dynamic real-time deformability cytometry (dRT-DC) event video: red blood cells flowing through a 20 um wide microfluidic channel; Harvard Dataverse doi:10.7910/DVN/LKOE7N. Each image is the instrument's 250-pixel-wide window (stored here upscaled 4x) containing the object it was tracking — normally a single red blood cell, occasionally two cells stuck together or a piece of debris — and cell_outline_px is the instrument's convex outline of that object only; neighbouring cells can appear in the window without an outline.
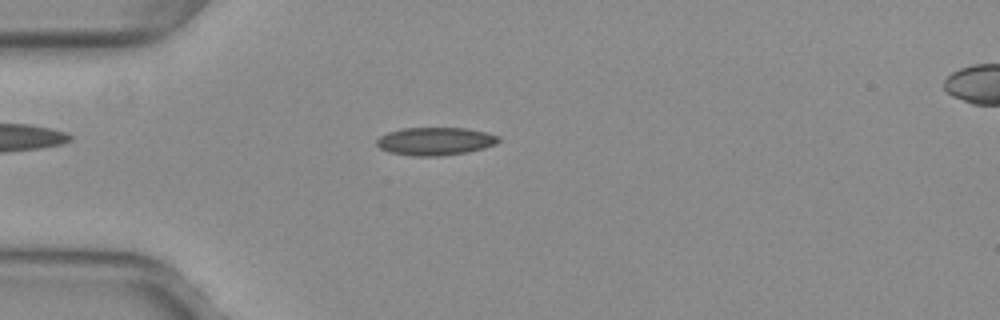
{"species": "common noctule bat (a hibernating species)", "species_latin": "Nyctalus noctula", "temperature_condition": "warm", "stored_images_in_passage": 47, "camera_frame_rate_fps": 3000, "um_per_image_px": 0.085, "animal": {"sex": "female", "body_mass_g": 29.2, "forearm_length_mm": 56.3}, "frame": {"image": 1, "passage_image": 10, "time_ms": 3.0, "image_size_px": [1000, 320], "cell_outline_px": [[500, 140], [496, 144], [484, 148], [464, 152], [440, 156], [412, 156], [388, 152], [380, 148], [376, 144], [376, 140], [380, 136], [388, 132], [400, 128], [468, 128], [488, 132], [500, 136]], "centroid_in_image_um": [37.0, 12.0], "position_along_channel_um": 48.0, "area_um2": 20.0}}
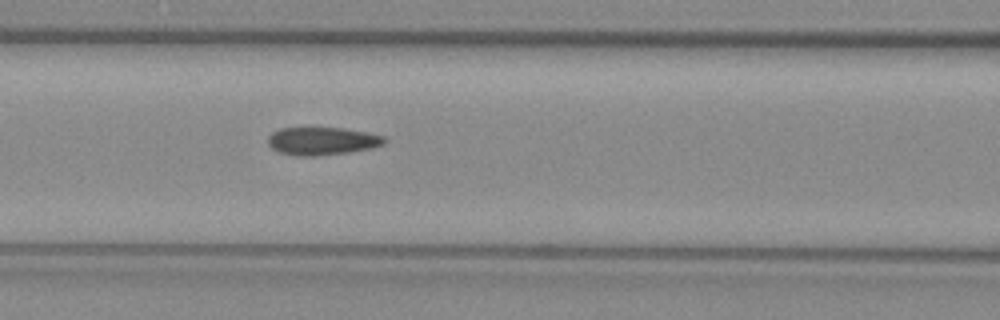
{"frame": {"image": 2, "passage_image": 18, "time_ms": 5.667, "image_size_px": [1000, 320], "cell_outline_px": [[388, 140], [384, 144], [372, 148], [348, 152], [316, 156], [296, 156], [280, 152], [272, 148], [268, 144], [268, 136], [272, 132], [280, 128], [344, 128], [368, 132], [384, 136]], "centroid_in_image_um": [27.4, 11.98], "position_along_channel_um": 139.2, "area_um2": 19.02}}
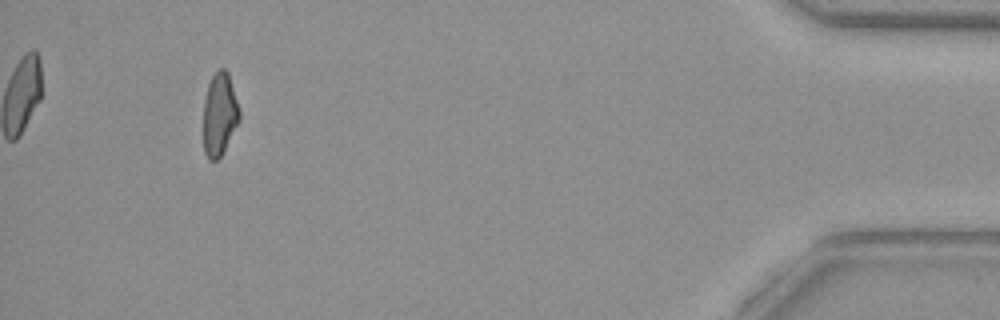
{"frame": {"image": 3, "passage_image": 44, "time_ms": 14.333, "image_size_px": [1000, 320], "cell_outline_px": [[240, 120], [220, 156], [216, 160], [208, 160], [204, 152], [204, 100], [208, 84], [216, 68], [224, 68], [228, 72], [240, 112]], "centroid_in_image_um": [18.65, 9.68], "position_along_channel_um": 416.5, "area_um2": 17.28}, "authors_computed_cell_mechanics": {"area_um2": 18.9584, "velocity_mm_per_s": 4.0267, "shape_relaxation_time_tau1_ms": 9.467, "shape_relaxation_time_tau2_ms": 1.4481, "deformation_change_tau1": 0.2256, "deformation_change_tau2": 0.0947}}